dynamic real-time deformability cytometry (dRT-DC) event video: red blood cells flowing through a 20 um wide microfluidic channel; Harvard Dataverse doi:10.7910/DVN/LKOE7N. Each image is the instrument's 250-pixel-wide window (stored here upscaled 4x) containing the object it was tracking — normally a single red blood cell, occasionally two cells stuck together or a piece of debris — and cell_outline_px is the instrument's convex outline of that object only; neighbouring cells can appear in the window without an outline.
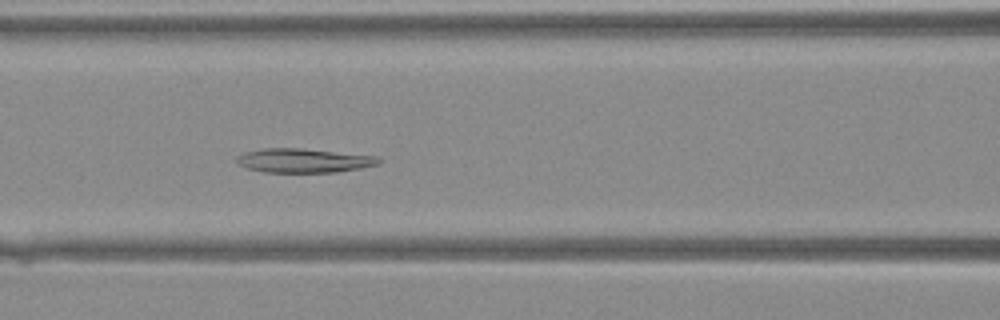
{"species": "Egyptian fruit bat (a non-hibernating species)", "species_latin": "Rousettus aegyptiacus", "temperature_condition": "warm", "stored_images_in_passage": 33, "segment_of_instrument_passage": [1, 2], "camera_frame_rate_fps": 3000, "um_per_image_px": 0.085, "animal": {"sex": "female"}, "frame": {"image": 1, "passage_image": 9, "time_ms": 2.667, "image_size_px": [1000, 320], "cell_outline_px": [[380, 164], [360, 168], [336, 172], [264, 172], [244, 168], [236, 164], [236, 156], [244, 152], [264, 148], [300, 148], [376, 156], [380, 160]], "centroid_in_image_um": [25.74, 13.65], "position_along_channel_um": 140.9, "area_um2": 20.0}}
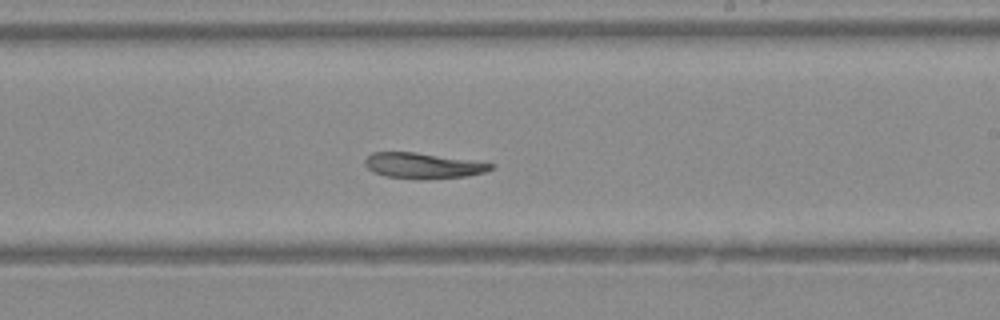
{"frame": {"image": 2, "passage_image": 16, "time_ms": 5.0, "image_size_px": [1000, 320], "cell_outline_px": [[496, 168], [484, 172], [464, 176], [384, 176], [372, 172], [364, 164], [364, 160], [372, 152], [416, 152], [496, 164]], "centroid_in_image_um": [35.93, 14.02], "position_along_channel_um": 253.1, "area_um2": 17.74}}
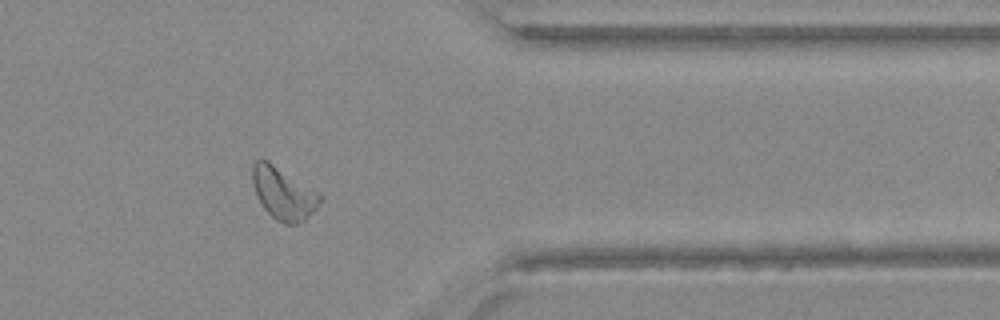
{"frame": {"image": 3, "passage_image": 25, "time_ms": 8.0, "image_size_px": [1000, 320], "cell_outline_px": [[324, 196], [316, 208], [304, 220], [296, 224], [288, 224], [276, 220], [264, 208], [256, 196], [252, 180], [252, 164], [256, 160], [268, 160], [320, 192]], "centroid_in_image_um": [24.1, 16.42], "position_along_channel_um": 387.3, "area_um2": 20.63}}